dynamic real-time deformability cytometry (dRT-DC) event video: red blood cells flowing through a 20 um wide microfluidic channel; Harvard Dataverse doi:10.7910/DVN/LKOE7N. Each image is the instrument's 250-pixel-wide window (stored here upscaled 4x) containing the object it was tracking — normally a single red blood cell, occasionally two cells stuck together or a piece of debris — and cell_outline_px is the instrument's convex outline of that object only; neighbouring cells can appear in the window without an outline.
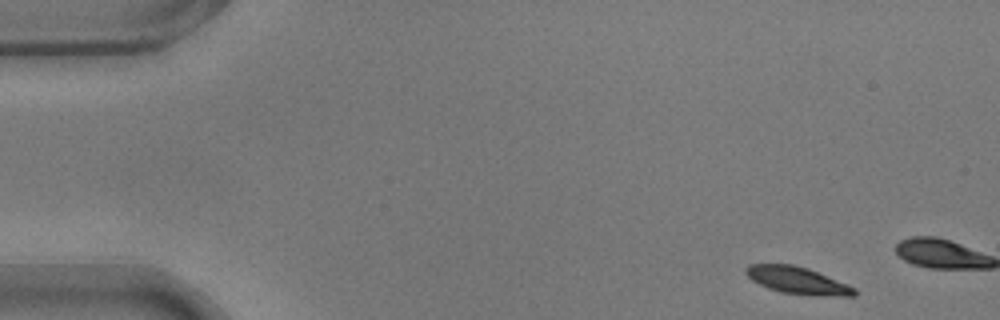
{"species": "common noctule bat (a hibernating species)", "species_latin": "Nyctalus noctula", "temperature_condition": "warm", "stored_images_in_passage": 9, "camera_frame_rate_fps": 3000, "um_per_image_px": 0.085, "animal": {"sex": "male", "body_mass_g": 17.9}, "frame": {"image": 1, "passage_image": 1, "time_ms": 0.0, "image_size_px": [1000, 320], "cell_outline_px": [[856, 296], [812, 296], [780, 292], [768, 288], [752, 280], [744, 272], [744, 268], [748, 264], [792, 264], [808, 268], [848, 284], [856, 288]], "centroid_in_image_um": [67.8, 23.84], "position_along_channel_um": 17.2, "area_um2": 17.34}}